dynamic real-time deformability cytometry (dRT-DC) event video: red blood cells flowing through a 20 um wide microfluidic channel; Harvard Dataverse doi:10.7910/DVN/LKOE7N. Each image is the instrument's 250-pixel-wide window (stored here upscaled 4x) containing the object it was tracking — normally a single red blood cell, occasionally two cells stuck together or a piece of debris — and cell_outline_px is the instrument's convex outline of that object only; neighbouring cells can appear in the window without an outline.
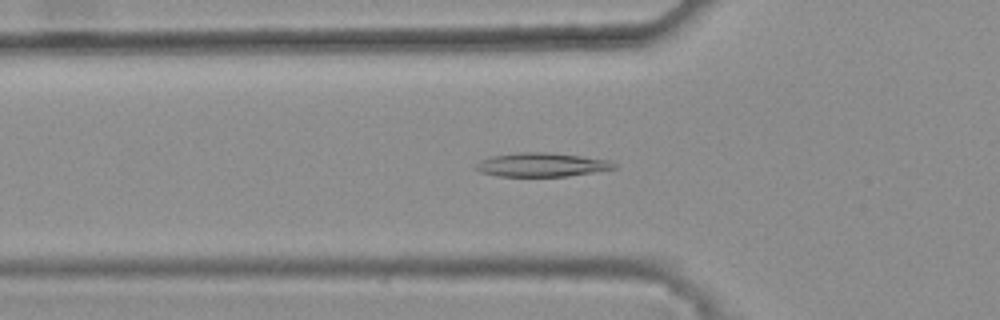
{"species": "common noctule bat (a hibernating species)", "species_latin": "Nyctalus noctula", "temperature_condition": "warm", "stored_images_in_passage": 29, "camera_frame_rate_fps": 3000, "um_per_image_px": 0.085, "animal": {"sex": "female", "body_mass_g": 25.1}, "frame": {"image": 1, "passage_image": 2, "time_ms": 0.333, "image_size_px": [1000, 320], "cell_outline_px": [[616, 168], [568, 176], [500, 176], [480, 172], [472, 168], [480, 160], [492, 156], [520, 152], [548, 152], [580, 156], [608, 160], [616, 164]], "centroid_in_image_um": [45.99, 14.0], "position_along_channel_um": 79.8, "area_um2": 19.07}}
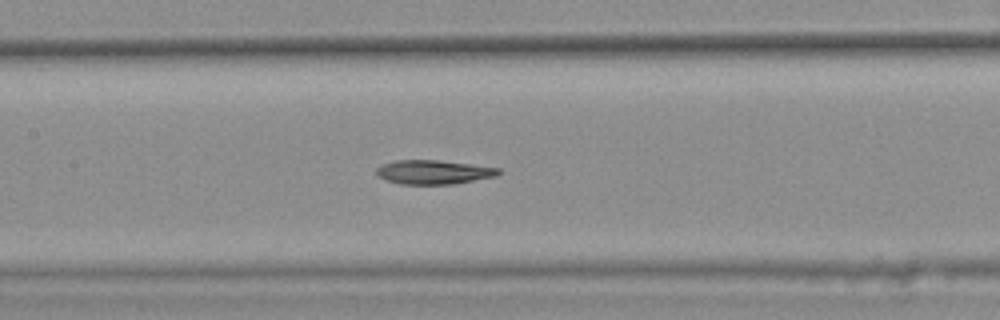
{"frame": {"image": 2, "passage_image": 9, "time_ms": 2.667, "image_size_px": [1000, 320], "cell_outline_px": [[500, 172], [496, 176], [452, 184], [400, 184], [388, 180], [380, 176], [376, 172], [376, 168], [384, 164], [396, 160], [436, 160], [500, 168]], "centroid_in_image_um": [36.85, 14.63], "position_along_channel_um": 170.5, "area_um2": 16.76}}
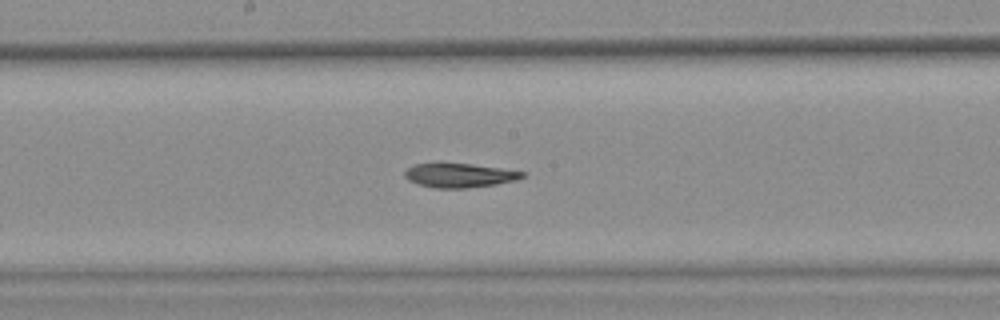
{"frame": {"image": 3, "passage_image": 12, "time_ms": 3.667, "image_size_px": [1000, 320], "cell_outline_px": [[524, 176], [516, 180], [496, 184], [468, 188], [436, 188], [420, 184], [408, 180], [404, 176], [404, 172], [412, 164], [472, 164], [500, 168], [524, 172]], "centroid_in_image_um": [39.04, 14.91], "position_along_channel_um": 209.2, "area_um2": 16.24}}